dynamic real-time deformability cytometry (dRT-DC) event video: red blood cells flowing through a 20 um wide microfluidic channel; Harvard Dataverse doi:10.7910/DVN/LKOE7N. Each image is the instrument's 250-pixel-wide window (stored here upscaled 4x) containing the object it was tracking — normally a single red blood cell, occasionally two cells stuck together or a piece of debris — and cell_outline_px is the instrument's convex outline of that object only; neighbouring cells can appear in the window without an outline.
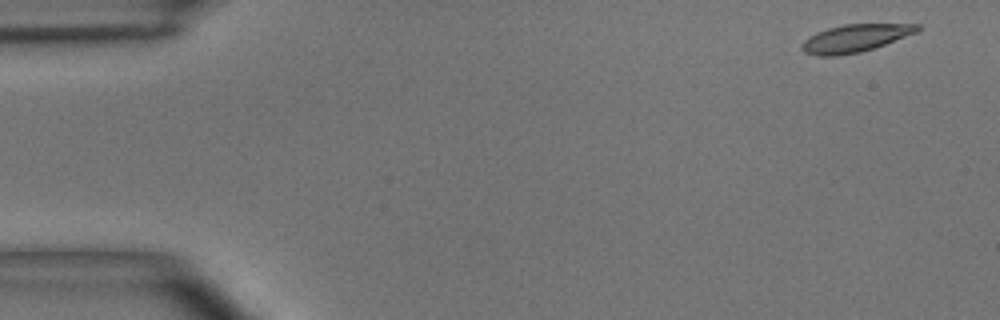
{"species": "common noctule bat (a hibernating species)", "species_latin": "Nyctalus noctula", "temperature_condition": "room temperature", "stored_images_in_passage": 8, "camera_frame_rate_fps": 3000, "um_per_image_px": 0.085, "animal": {"sex": "male", "body_mass_g": 15.6}, "frame": {"image": 1, "passage_image": 1, "time_ms": 0.0, "image_size_px": [1000, 320], "cell_outline_px": [[920, 28], [916, 32], [884, 44], [860, 52], [836, 56], [816, 56], [804, 52], [800, 48], [800, 44], [808, 36], [816, 32], [828, 28], [844, 24], [920, 24]], "centroid_in_image_um": [72.6, 3.25], "position_along_channel_um": 12.4, "area_um2": 18.5}}
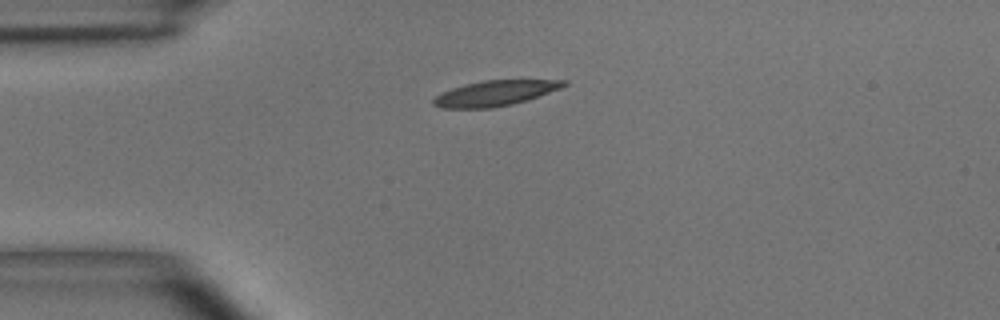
{"frame": {"image": 2, "passage_image": 3, "time_ms": 3.333, "image_size_px": [1000, 320], "cell_outline_px": [[568, 84], [560, 88], [512, 104], [492, 108], [440, 108], [432, 104], [432, 100], [440, 92], [464, 84], [484, 80], [568, 80]], "centroid_in_image_um": [42.01, 7.92], "position_along_channel_um": 43.0, "area_um2": 19.07}}
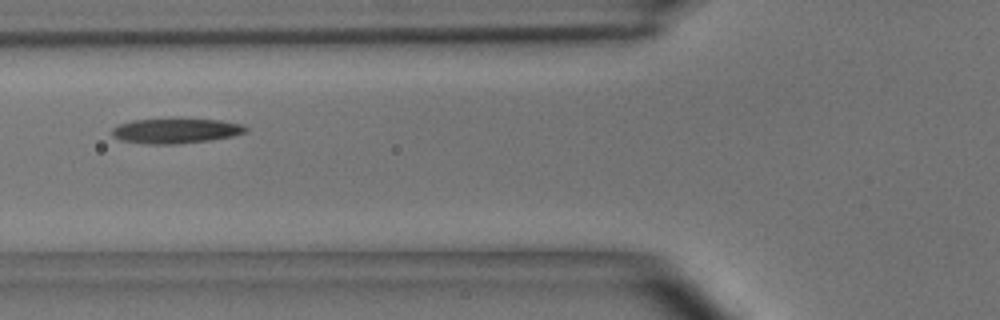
{"frame": {"image": 3, "passage_image": 5, "time_ms": 5.667, "image_size_px": [1000, 320], "cell_outline_px": [[248, 132], [232, 136], [208, 140], [176, 144], [148, 144], [120, 140], [112, 136], [112, 128], [120, 124], [132, 120], [220, 120], [244, 124], [248, 128]], "centroid_in_image_um": [14.96, 11.13], "position_along_channel_um": 110.8, "area_um2": 19.13}}